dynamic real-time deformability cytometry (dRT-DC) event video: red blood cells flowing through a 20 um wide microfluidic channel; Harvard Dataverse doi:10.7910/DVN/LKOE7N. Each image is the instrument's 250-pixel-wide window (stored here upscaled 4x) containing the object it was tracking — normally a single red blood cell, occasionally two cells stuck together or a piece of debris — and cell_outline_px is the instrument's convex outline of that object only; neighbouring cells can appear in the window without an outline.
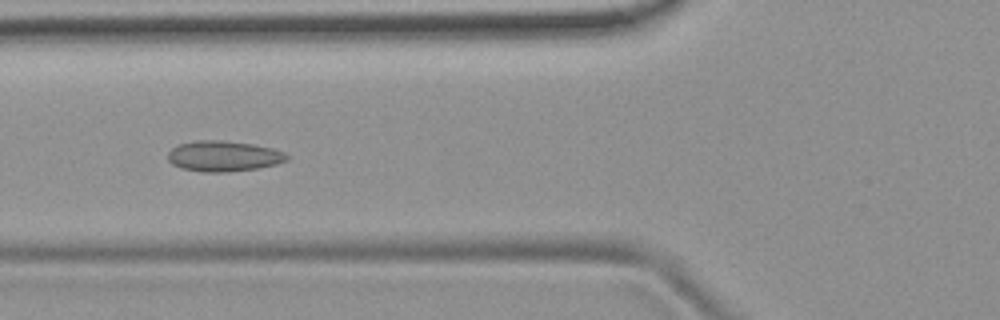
{"species": "common noctule bat (a hibernating species)", "species_latin": "Nyctalus noctula", "temperature_condition": "room temperature", "stored_images_in_passage": 8, "camera_frame_rate_fps": 3000, "um_per_image_px": 0.085, "animal": {"sex": "female", "body_mass_g": 19.9}, "frame": {"image": 1, "passage_image": 6, "time_ms": 1.667, "image_size_px": [1000, 320], "cell_outline_px": [[288, 160], [276, 164], [260, 168], [228, 172], [200, 172], [180, 168], [172, 164], [168, 160], [168, 152], [176, 144], [196, 140], [220, 140], [252, 144], [272, 148], [284, 152], [288, 156]], "centroid_in_image_um": [18.97, 13.27], "position_along_channel_um": 106.8, "area_um2": 21.44}}
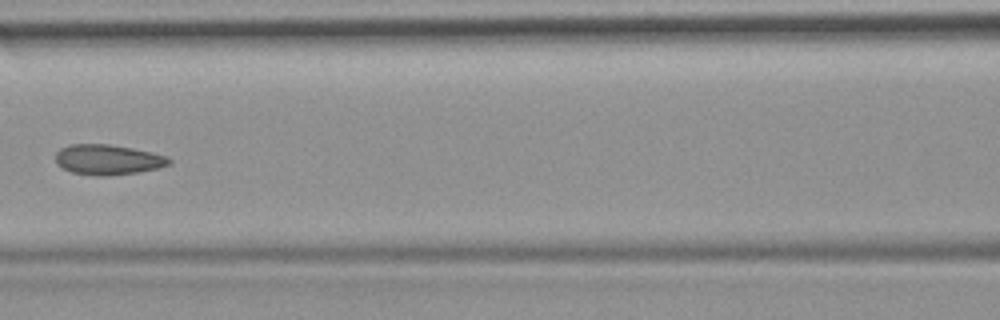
{"frame": {"image": 2, "passage_image": 7, "time_ms": 2.0, "image_size_px": [1000, 320], "cell_outline_px": [[172, 164], [160, 168], [140, 172], [104, 176], [100, 176], [72, 172], [56, 164], [56, 152], [60, 148], [68, 144], [108, 144], [132, 148], [152, 152], [168, 156], [172, 160]], "centroid_in_image_um": [9.21, 13.56], "position_along_channel_um": 157.4, "area_um2": 20.17}}
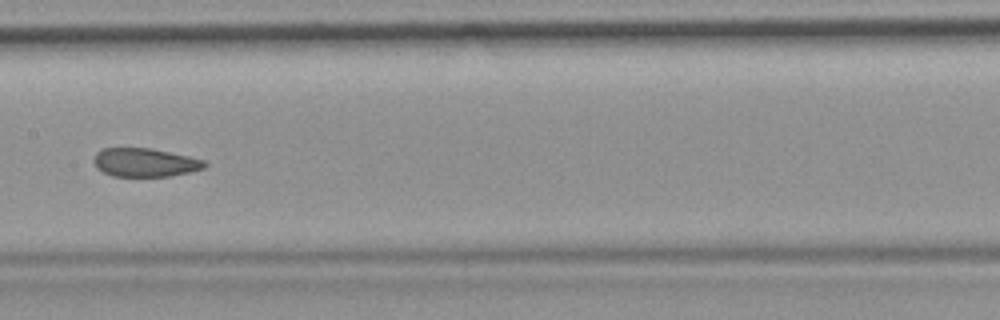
{"frame": {"image": 3, "passage_image": 8, "time_ms": 2.333, "image_size_px": [1000, 320], "cell_outline_px": [[208, 164], [204, 168], [188, 172], [168, 176], [112, 176], [96, 168], [92, 160], [96, 152], [104, 148], [152, 148], [188, 156], [204, 160]], "centroid_in_image_um": [12.29, 13.8], "position_along_channel_um": 195.1, "area_um2": 18.44}}